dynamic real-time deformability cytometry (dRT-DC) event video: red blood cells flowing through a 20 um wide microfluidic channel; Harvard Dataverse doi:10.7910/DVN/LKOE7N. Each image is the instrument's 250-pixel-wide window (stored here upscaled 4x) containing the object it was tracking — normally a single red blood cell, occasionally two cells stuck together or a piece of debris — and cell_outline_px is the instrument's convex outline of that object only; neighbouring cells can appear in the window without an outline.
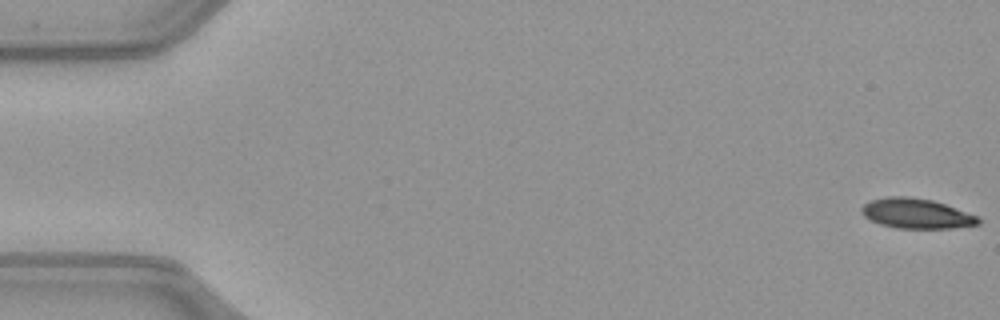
{"species": "common noctule bat (a hibernating species)", "species_latin": "Nyctalus noctula", "temperature_condition": "warm", "stored_images_in_passage": 52, "camera_frame_rate_fps": 3000, "um_per_image_px": 0.085, "animal": {"sex": "female", "body_mass_g": 21.9}, "frame": {"image": 1, "passage_image": 1, "time_ms": 0.0, "image_size_px": [1000, 320], "cell_outline_px": [[980, 224], [952, 228], [896, 228], [880, 224], [864, 216], [860, 212], [860, 208], [864, 204], [872, 200], [888, 196], [908, 196], [932, 200], [980, 216]], "centroid_in_image_um": [77.9, 18.15], "position_along_channel_um": 7.1, "area_um2": 20.4}}
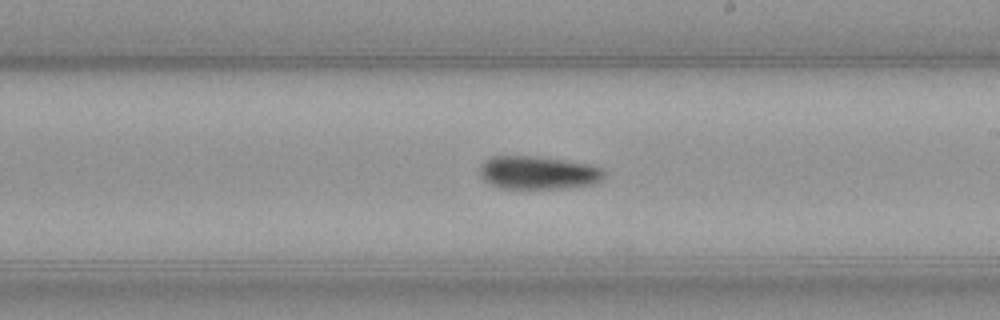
{"frame": {"image": 2, "passage_image": 30, "time_ms": 9.667, "image_size_px": [1000, 320], "cell_outline_px": [[604, 176], [596, 184], [560, 188], [500, 188], [488, 184], [480, 176], [480, 164], [484, 160], [492, 156], [540, 156], [592, 164], [604, 168]], "centroid_in_image_um": [45.74, 14.66], "position_along_channel_um": 243.3, "area_um2": 24.39}}
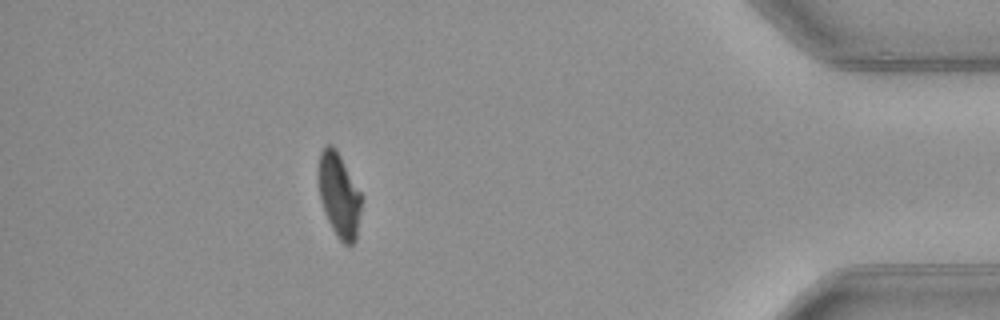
{"frame": {"image": 3, "passage_image": 46, "time_ms": 15.0, "image_size_px": [1000, 320], "cell_outline_px": [[360, 212], [356, 240], [352, 244], [344, 244], [336, 236], [324, 212], [320, 200], [320, 152], [328, 144], [332, 144], [336, 148], [360, 192]], "centroid_in_image_um": [28.83, 16.62], "position_along_channel_um": 406.4, "area_um2": 20.46}}